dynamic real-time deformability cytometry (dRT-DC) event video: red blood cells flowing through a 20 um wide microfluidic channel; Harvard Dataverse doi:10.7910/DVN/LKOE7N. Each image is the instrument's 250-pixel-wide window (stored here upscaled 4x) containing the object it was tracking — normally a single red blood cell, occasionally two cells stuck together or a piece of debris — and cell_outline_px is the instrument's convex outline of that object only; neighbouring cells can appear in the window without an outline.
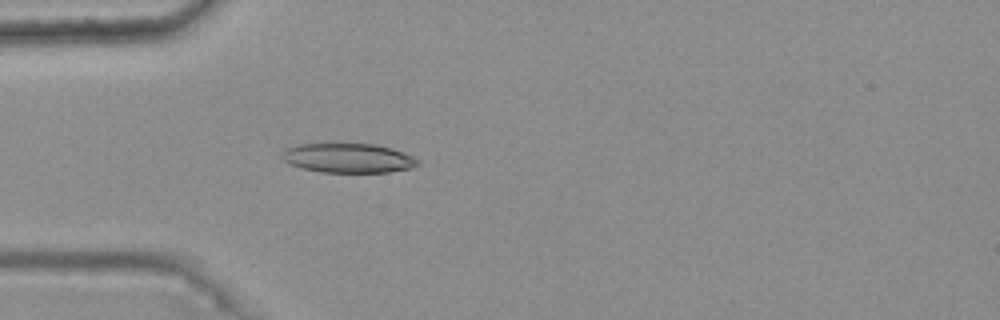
{"species": "common noctule bat (a hibernating species)", "species_latin": "Nyctalus noctula", "temperature_condition": "warm", "stored_images_in_passage": 47, "camera_frame_rate_fps": 3000, "um_per_image_px": 0.085, "animal": {"sex": "female", "body_mass_g": 25.1}, "frame": {"image": 1, "passage_image": 16, "time_ms": 5.0, "image_size_px": [1000, 320], "cell_outline_px": [[420, 164], [412, 168], [388, 172], [320, 172], [288, 164], [280, 156], [284, 148], [296, 144], [376, 144], [392, 148], [404, 152], [420, 160]], "centroid_in_image_um": [29.6, 13.43], "position_along_channel_um": 55.4, "area_um2": 23.47}}
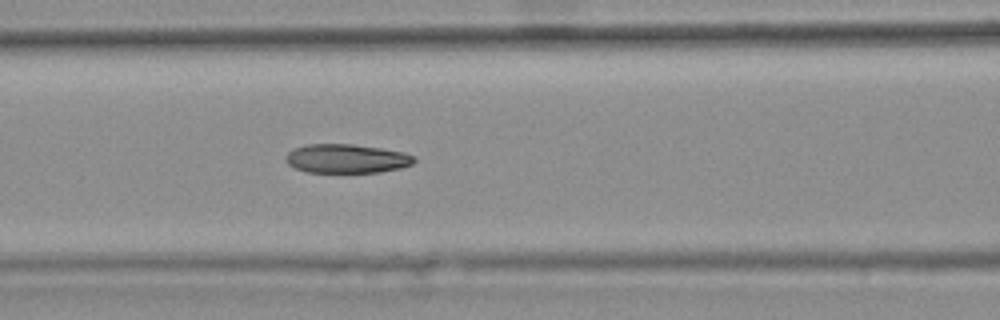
{"frame": {"image": 2, "passage_image": 23, "time_ms": 7.333, "image_size_px": [1000, 320], "cell_outline_px": [[416, 160], [412, 164], [400, 168], [380, 172], [304, 172], [288, 164], [284, 160], [284, 156], [292, 148], [308, 144], [352, 144], [380, 148], [404, 152], [412, 156]], "centroid_in_image_um": [29.41, 13.48], "position_along_channel_um": 137.2, "area_um2": 21.73}}
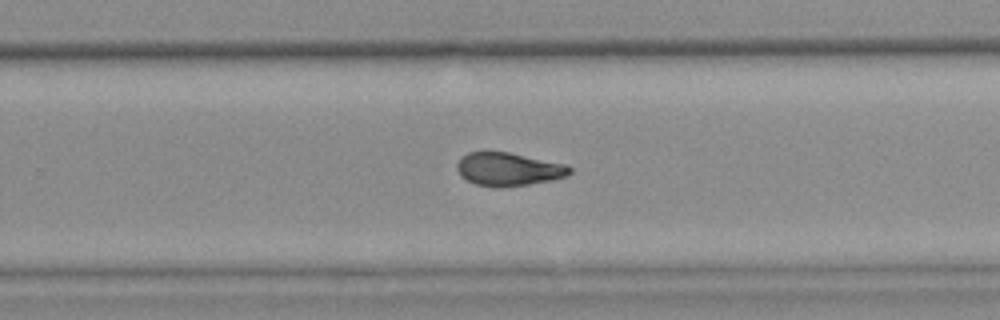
{"frame": {"image": 3, "passage_image": 35, "time_ms": 11.333, "image_size_px": [1000, 320], "cell_outline_px": [[572, 172], [568, 176], [552, 180], [528, 184], [500, 188], [496, 188], [476, 184], [460, 176], [456, 168], [456, 164], [468, 152], [508, 152], [568, 164], [572, 168]], "centroid_in_image_um": [43.26, 14.39], "position_along_channel_um": 286.5, "area_um2": 21.96}, "authors_computed_cell_mechanics": {"area_um2": 22.4264, "velocity_mm_per_s": 3.7548, "shape_relaxation_time_tau1_ms": null, "shape_relaxation_time_tau2_ms": 2.5034, "deformation_change_tau1": null, "deformation_change_tau2": 0.0952}}